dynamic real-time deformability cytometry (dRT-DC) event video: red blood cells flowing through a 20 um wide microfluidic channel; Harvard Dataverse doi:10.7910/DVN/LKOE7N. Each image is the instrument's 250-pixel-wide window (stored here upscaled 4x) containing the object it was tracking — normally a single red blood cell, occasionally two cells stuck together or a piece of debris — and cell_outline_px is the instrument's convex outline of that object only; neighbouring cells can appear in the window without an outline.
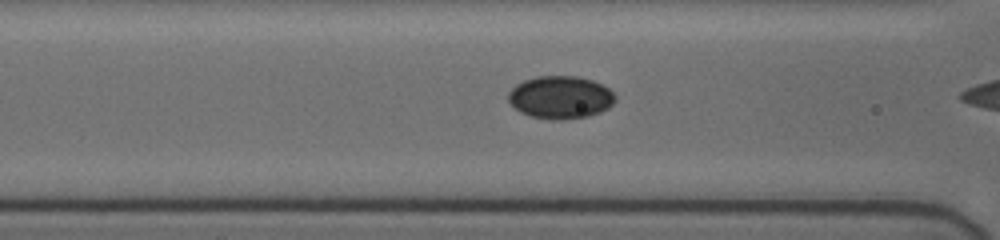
{"species": "human", "species_latin": "Homo sapiens", "temperature_condition": "cold", "stored_images_in_passage": 54, "camera_frame_rate_fps": 3000, "um_per_image_px": 0.085, "donor": {"sex": "female"}, "frame": {"image": 1, "passage_image": 23, "time_ms": 7.333, "image_size_px": [1000, 240], "cell_outline_px": [[616, 100], [608, 108], [600, 112], [588, 116], [560, 120], [552, 120], [532, 116], [520, 112], [508, 100], [508, 92], [516, 84], [524, 80], [536, 76], [576, 76], [592, 80], [608, 88], [616, 96]], "centroid_in_image_um": [47.63, 8.27], "position_along_channel_um": 119.0, "area_um2": 26.59}}
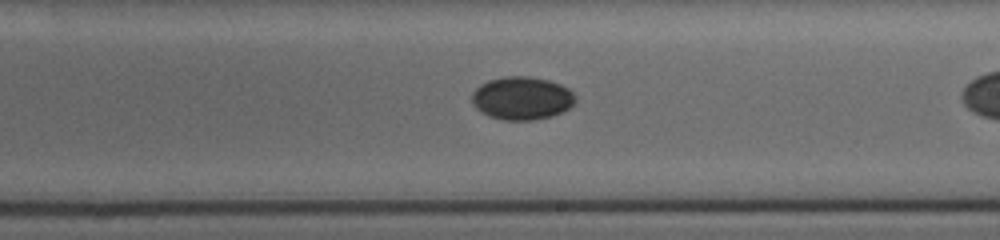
{"frame": {"image": 2, "passage_image": 33, "time_ms": 10.667, "image_size_px": [1000, 240], "cell_outline_px": [[576, 100], [568, 108], [552, 116], [532, 120], [504, 120], [488, 116], [476, 108], [472, 104], [472, 92], [480, 84], [488, 80], [504, 76], [528, 76], [548, 80], [560, 84], [568, 88], [576, 96]], "centroid_in_image_um": [44.34, 8.34], "position_along_channel_um": 244.7, "area_um2": 26.01}}
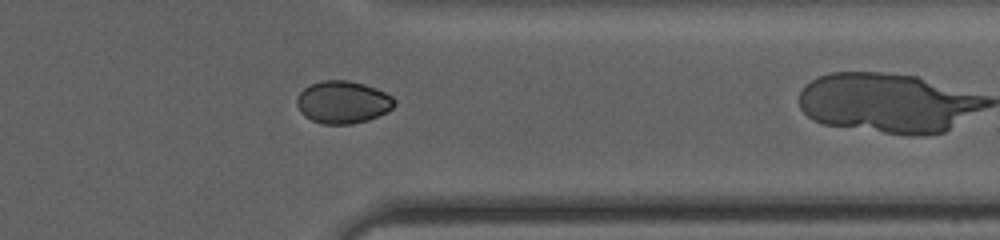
{"frame": {"image": 3, "passage_image": 44, "time_ms": 14.333, "image_size_px": [1000, 240], "cell_outline_px": [[396, 104], [392, 108], [376, 116], [352, 124], [324, 124], [312, 120], [304, 116], [300, 112], [296, 104], [296, 100], [300, 92], [304, 88], [312, 84], [324, 80], [348, 80], [364, 84], [376, 88], [392, 96], [396, 100]], "centroid_in_image_um": [29.12, 8.67], "position_along_channel_um": 382.3, "area_um2": 23.99}}